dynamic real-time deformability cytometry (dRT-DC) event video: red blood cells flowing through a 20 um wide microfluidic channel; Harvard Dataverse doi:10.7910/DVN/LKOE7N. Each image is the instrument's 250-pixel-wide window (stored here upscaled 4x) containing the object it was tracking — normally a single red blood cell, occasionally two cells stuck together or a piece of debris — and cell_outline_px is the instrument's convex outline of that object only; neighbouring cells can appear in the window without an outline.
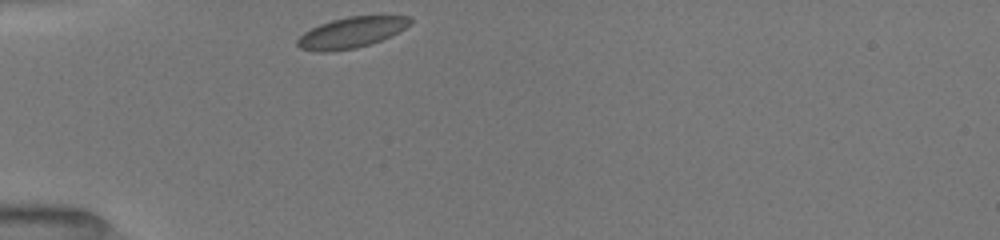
{"species": "common noctule bat (a hibernating species)", "species_latin": "Nyctalus noctula", "temperature_condition": "room temperature", "stored_images_in_passage": 30, "camera_frame_rate_fps": 3000, "um_per_image_px": 0.085, "animal": {"sex": "female", "body_mass_g": 19.5, "forearm_length_mm": 54.1}, "frame": {"image": 1, "passage_image": 1, "time_ms": 0.0, "image_size_px": [1000, 240], "cell_outline_px": [[412, 24], [380, 40], [356, 48], [328, 52], [316, 52], [300, 48], [296, 44], [296, 40], [304, 32], [320, 24], [332, 20], [348, 16], [408, 16], [412, 20]], "centroid_in_image_um": [29.82, 2.77], "position_along_channel_um": 55.2, "area_um2": 20.0}}
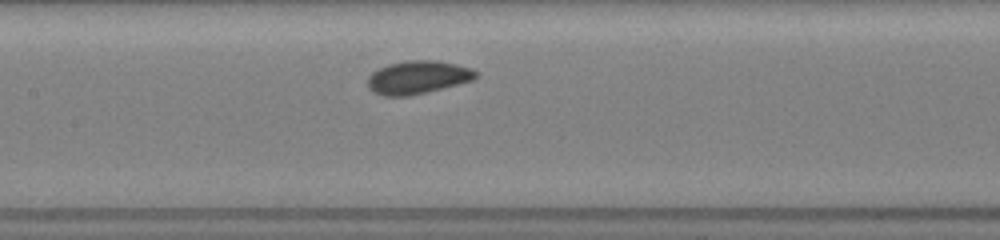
{"frame": {"image": 2, "passage_image": 11, "time_ms": 3.333, "image_size_px": [1000, 240], "cell_outline_px": [[480, 76], [476, 80], [408, 96], [384, 96], [372, 92], [368, 88], [368, 76], [372, 72], [388, 64], [408, 60], [436, 60], [456, 64], [472, 68], [480, 72]], "centroid_in_image_um": [35.56, 6.57], "position_along_channel_um": 171.8, "area_um2": 21.15}}
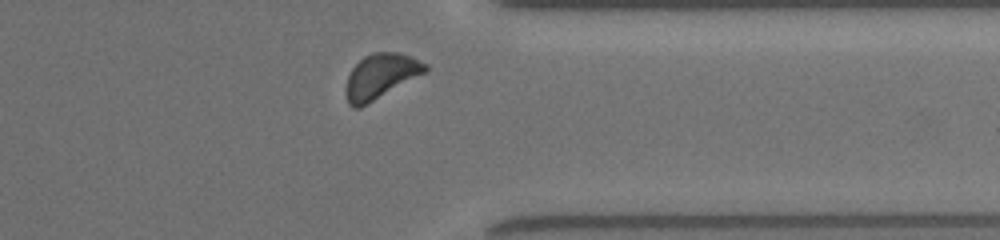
{"frame": {"image": 3, "passage_image": 27, "time_ms": 8.667, "image_size_px": [1000, 240], "cell_outline_px": [[428, 72], [360, 108], [352, 108], [348, 104], [344, 92], [344, 88], [348, 76], [352, 68], [364, 56], [372, 52], [400, 52], [412, 56], [428, 64]], "centroid_in_image_um": [32.37, 6.48], "position_along_channel_um": 379.0, "area_um2": 21.27}, "authors_computed_cell_mechanics": {"area_um2": 20.3745, "velocity_mm_per_s": 3.9289, "shape_relaxation_time_tau1_ms": 3.3788, "shape_relaxation_time_tau2_ms": null, "deformation_change_tau1": 0.0639, "deformation_change_tau2": null}}